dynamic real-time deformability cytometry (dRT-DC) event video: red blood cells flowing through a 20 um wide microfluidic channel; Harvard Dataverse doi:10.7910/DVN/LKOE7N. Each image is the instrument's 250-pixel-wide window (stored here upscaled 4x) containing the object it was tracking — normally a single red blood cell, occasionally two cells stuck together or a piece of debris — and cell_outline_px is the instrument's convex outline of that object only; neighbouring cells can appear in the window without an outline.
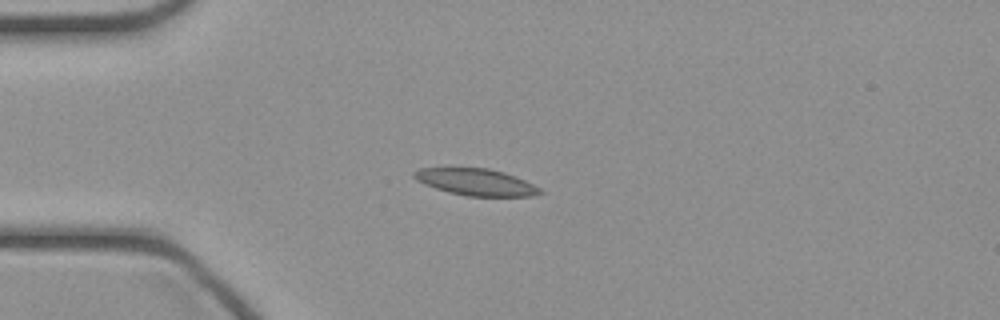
{"species": "common noctule bat (a hibernating species)", "species_latin": "Nyctalus noctula", "temperature_condition": "cold", "stored_images_in_passage": 18, "camera_frame_rate_fps": 3000, "um_per_image_px": 0.085, "animal": {"sex": "female", "body_mass_g": 21.9}, "frame": {"image": 1, "passage_image": 1, "time_ms": 0.0, "image_size_px": [1000, 320], "cell_outline_px": [[544, 192], [532, 196], [464, 196], [448, 192], [424, 184], [416, 180], [412, 176], [412, 172], [420, 168], [488, 168], [504, 172], [524, 180], [540, 188]], "centroid_in_image_um": [40.43, 15.48], "position_along_channel_um": 44.6, "area_um2": 19.59}}
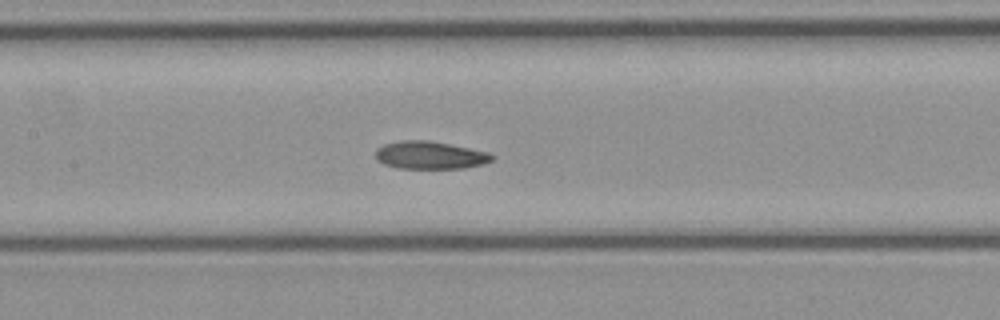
{"frame": {"image": 2, "passage_image": 11, "time_ms": 3.333, "image_size_px": [1000, 320], "cell_outline_px": [[492, 160], [484, 164], [464, 168], [396, 168], [384, 164], [376, 160], [376, 148], [384, 144], [400, 140], [428, 140], [488, 152], [492, 156]], "centroid_in_image_um": [36.5, 13.19], "position_along_channel_um": 170.9, "area_um2": 18.73}}
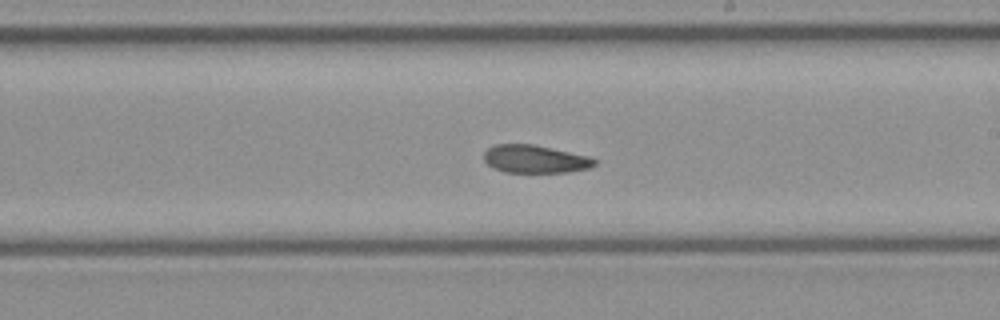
{"frame": {"image": 3, "passage_image": 16, "time_ms": 5.0, "image_size_px": [1000, 320], "cell_outline_px": [[596, 164], [588, 168], [568, 172], [504, 172], [492, 168], [484, 160], [484, 152], [488, 148], [496, 144], [532, 144], [588, 156], [596, 160]], "centroid_in_image_um": [45.44, 13.52], "position_along_channel_um": 243.6, "area_um2": 17.86}}